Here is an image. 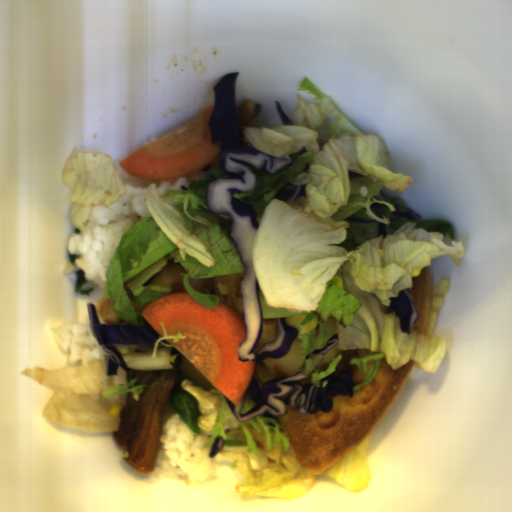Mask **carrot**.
Returning a JSON list of instances; mask_svg holds the SVG:
<instances>
[{
  "label": "carrot",
  "instance_id": "carrot-1",
  "mask_svg": "<svg viewBox=\"0 0 512 512\" xmlns=\"http://www.w3.org/2000/svg\"><path fill=\"white\" fill-rule=\"evenodd\" d=\"M163 337L181 333L185 339L165 340L233 404L246 395L256 360H239L238 348L246 335L243 318L226 302L207 308L185 292L171 293L152 302L141 312Z\"/></svg>",
  "mask_w": 512,
  "mask_h": 512
},
{
  "label": "carrot",
  "instance_id": "carrot-2",
  "mask_svg": "<svg viewBox=\"0 0 512 512\" xmlns=\"http://www.w3.org/2000/svg\"><path fill=\"white\" fill-rule=\"evenodd\" d=\"M212 107L172 131L127 154L118 165L129 176L150 180L179 179L211 165L220 146L211 144Z\"/></svg>",
  "mask_w": 512,
  "mask_h": 512
}]
</instances>
